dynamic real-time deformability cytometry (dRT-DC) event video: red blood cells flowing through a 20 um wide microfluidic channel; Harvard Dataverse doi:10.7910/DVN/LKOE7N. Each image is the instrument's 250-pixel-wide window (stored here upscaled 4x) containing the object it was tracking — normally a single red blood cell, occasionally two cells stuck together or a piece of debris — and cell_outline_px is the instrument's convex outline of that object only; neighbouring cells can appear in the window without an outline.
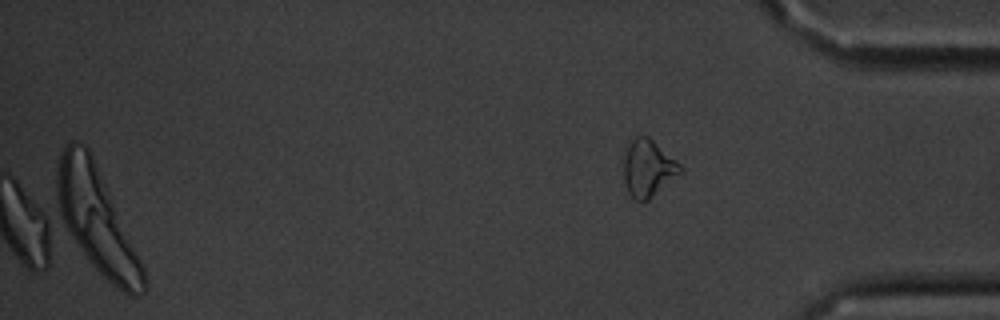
{"species": "common noctule bat (a hibernating species)", "species_latin": "Nyctalus noctula", "temperature_condition": "cold", "stored_images_in_passage": 15, "camera_frame_rate_fps": 3000, "um_per_image_px": 0.085, "animal": {"sex": "male", "body_mass_g": 20.1, "forearm_length_mm": 53.5}, "frame": {"image": 1, "passage_image": 15, "time_ms": 17.333, "image_size_px": [1000, 320], "cell_outline_px": [[684, 172], [648, 200], [640, 204], [628, 192], [624, 180], [624, 148], [636, 136], [648, 136], [676, 160], [684, 168]], "centroid_in_image_um": [55.1, 14.32], "position_along_channel_um": 380.1, "area_um2": 19.07}}